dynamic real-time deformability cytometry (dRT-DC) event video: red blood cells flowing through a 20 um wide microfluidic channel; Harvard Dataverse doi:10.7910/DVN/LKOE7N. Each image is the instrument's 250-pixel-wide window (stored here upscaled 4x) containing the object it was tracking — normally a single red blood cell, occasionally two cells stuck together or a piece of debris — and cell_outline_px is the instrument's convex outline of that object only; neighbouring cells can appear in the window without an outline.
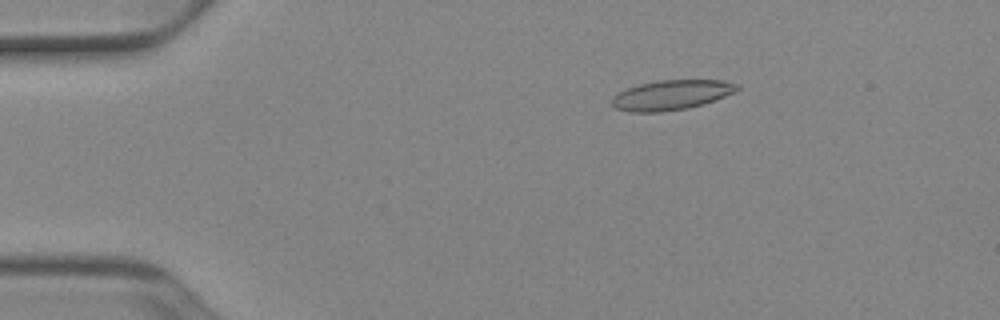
{"species": "Egyptian fruit bat (a non-hibernating species)", "species_latin": "Rousettus aegyptiacus", "temperature_condition": "cold", "stored_images_in_passage": 47, "camera_frame_rate_fps": 3000, "um_per_image_px": 0.085, "animal": {"sex": "female"}, "frame": {"image": 1, "passage_image": 4, "time_ms": 1.0, "image_size_px": [1000, 320], "cell_outline_px": [[740, 88], [736, 92], [704, 104], [688, 108], [660, 112], [628, 112], [616, 108], [612, 104], [612, 96], [628, 88], [640, 84], [660, 80], [724, 80], [740, 84]], "centroid_in_image_um": [57.12, 8.07], "position_along_channel_um": 27.9, "area_um2": 21.85}}
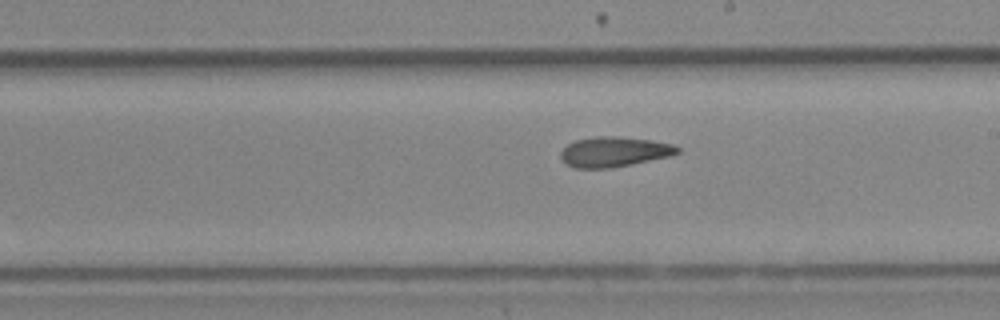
{"frame": {"image": 2, "passage_image": 25, "time_ms": 8.0, "image_size_px": [1000, 320], "cell_outline_px": [[680, 152], [672, 156], [612, 168], [576, 168], [568, 164], [560, 156], [560, 152], [568, 144], [576, 140], [596, 136], [616, 136], [652, 140], [672, 144], [680, 148]], "centroid_in_image_um": [52.24, 12.9], "position_along_channel_um": 236.8, "area_um2": 20.46}}
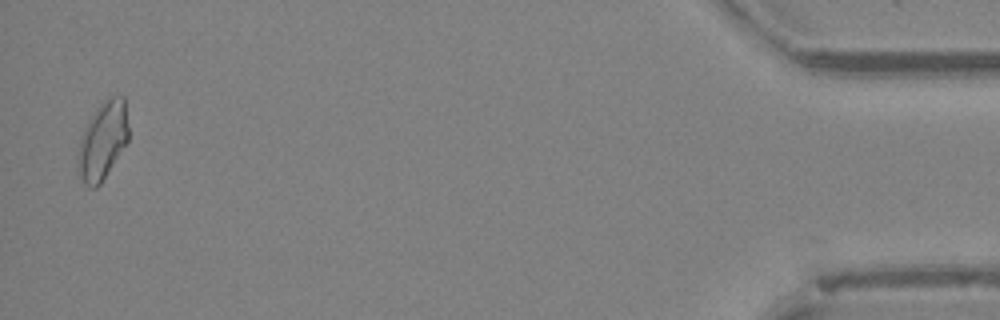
{"frame": {"image": 3, "passage_image": 46, "time_ms": 15.0, "image_size_px": [1000, 320], "cell_outline_px": [[128, 140], [100, 184], [96, 188], [88, 188], [84, 184], [80, 176], [76, 160], [80, 136], [88, 120], [96, 108], [100, 104], [112, 96], [124, 96], [128, 128]], "centroid_in_image_um": [8.69, 11.97], "position_along_channel_um": 426.5, "area_um2": 22.89}, "authors_computed_cell_mechanics": {"area_um2": 20.7502, "velocity_mm_per_s": 3.9141, "shape_relaxation_time_tau1_ms": null, "shape_relaxation_time_tau2_ms": 3.2774, "deformation_change_tau1": null, "deformation_change_tau2": 0.1124}}